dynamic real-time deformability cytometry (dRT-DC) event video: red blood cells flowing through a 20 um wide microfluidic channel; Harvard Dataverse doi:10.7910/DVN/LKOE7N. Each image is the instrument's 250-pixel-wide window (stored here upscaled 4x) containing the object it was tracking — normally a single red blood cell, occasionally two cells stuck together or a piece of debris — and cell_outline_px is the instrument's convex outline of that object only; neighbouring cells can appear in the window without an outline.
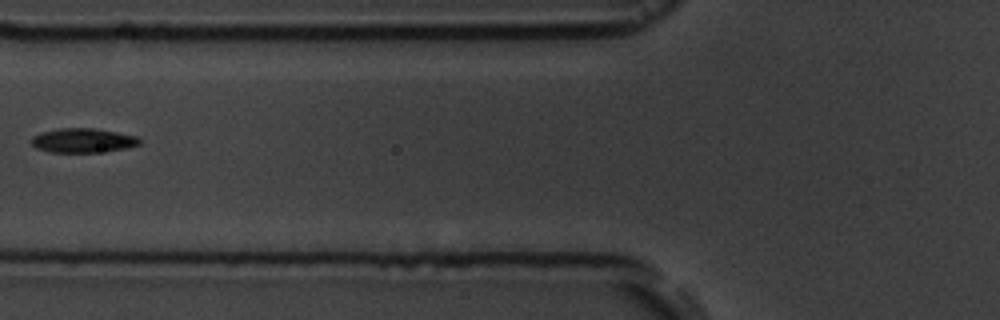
{"species": "common noctule bat (a hibernating species)", "species_latin": "Nyctalus noctula", "temperature_condition": "room temperature", "stored_images_in_passage": 4, "camera_frame_rate_fps": 3000, "um_per_image_px": 0.085, "animal": {"sex": "male", "body_mass_g": 19.5, "forearm_length_mm": 54.6}, "frame": {"image": 1, "passage_image": 2, "time_ms": 1.333, "image_size_px": [1000, 320], "cell_outline_px": [[140, 144], [124, 148], [96, 152], [52, 152], [36, 148], [32, 144], [32, 136], [40, 132], [60, 128], [92, 128], [116, 132], [136, 136], [140, 140]], "centroid_in_image_um": [7.0, 11.93], "position_along_channel_um": 118.8, "area_um2": 15.09}}
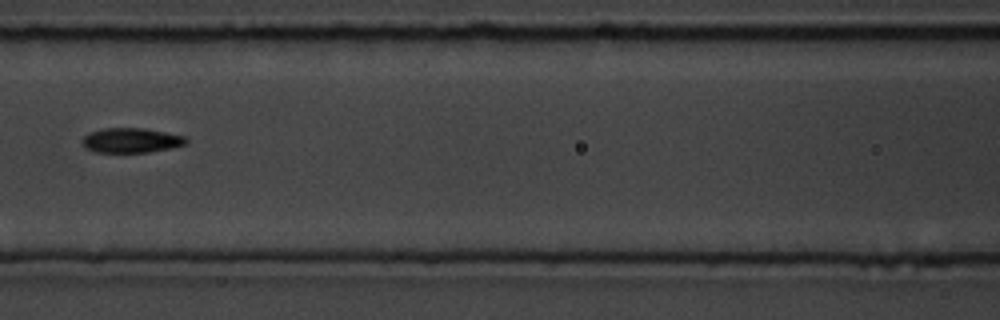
{"frame": {"image": 2, "passage_image": 3, "time_ms": 2.333, "image_size_px": [1000, 320], "cell_outline_px": [[188, 144], [172, 148], [148, 152], [96, 152], [88, 148], [84, 144], [84, 136], [92, 132], [104, 128], [144, 128], [184, 136], [188, 140]], "centroid_in_image_um": [11.23, 11.93], "position_along_channel_um": 155.4, "area_um2": 14.74}}
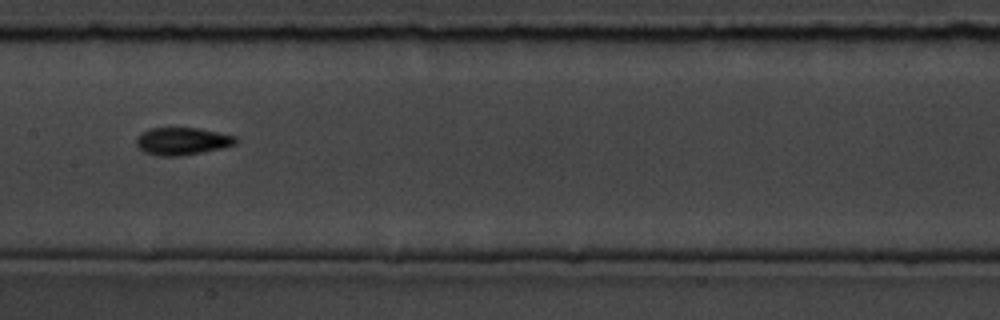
{"frame": {"image": 3, "passage_image": 4, "time_ms": 3.333, "image_size_px": [1000, 320], "cell_outline_px": [[240, 140], [236, 144], [220, 148], [180, 156], [156, 156], [144, 152], [136, 144], [136, 136], [148, 128], [196, 128], [236, 136]], "centroid_in_image_um": [15.46, 12.0], "position_along_channel_um": 191.9, "area_um2": 15.9}}